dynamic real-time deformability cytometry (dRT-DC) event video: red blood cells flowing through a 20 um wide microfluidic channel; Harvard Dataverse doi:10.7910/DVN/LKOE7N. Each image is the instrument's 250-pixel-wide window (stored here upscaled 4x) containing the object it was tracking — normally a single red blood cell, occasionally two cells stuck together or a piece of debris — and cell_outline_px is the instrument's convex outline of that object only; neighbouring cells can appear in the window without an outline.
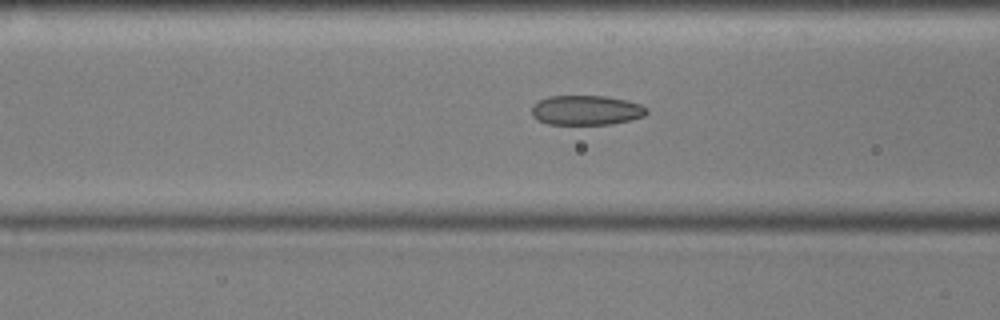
{"species": "common noctule bat (a hibernating species)", "species_latin": "Nyctalus noctula", "temperature_condition": "cold", "stored_images_in_passage": 54, "camera_frame_rate_fps": 3000, "um_per_image_px": 0.085, "animal": {"sex": "male", "body_mass_g": 17.9, "forearm_length_mm": 54.2}, "frame": {"image": 1, "passage_image": 20, "time_ms": 6.333, "image_size_px": [1000, 320], "cell_outline_px": [[648, 112], [644, 116], [632, 120], [612, 124], [548, 124], [536, 120], [532, 116], [532, 104], [548, 96], [604, 96], [628, 100], [640, 104], [648, 108]], "centroid_in_image_um": [49.84, 9.37], "position_along_channel_um": 116.8, "area_um2": 20.11}}
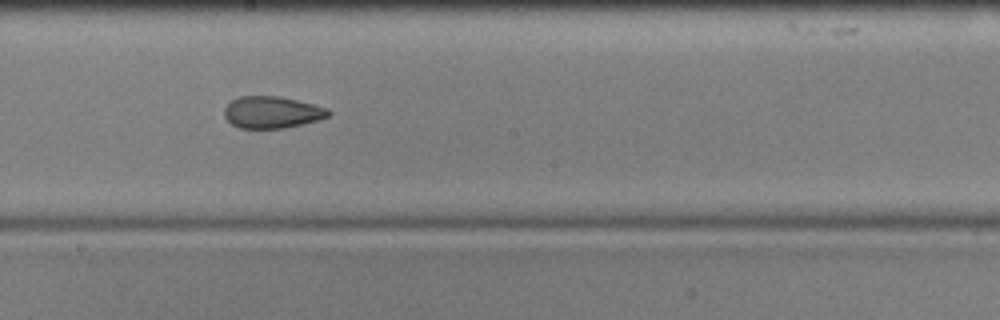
{"frame": {"image": 2, "passage_image": 29, "time_ms": 9.333, "image_size_px": [1000, 320], "cell_outline_px": [[332, 112], [328, 116], [320, 120], [304, 124], [284, 128], [240, 128], [232, 124], [224, 116], [224, 108], [232, 100], [240, 96], [280, 96], [328, 108]], "centroid_in_image_um": [23.14, 9.54], "position_along_channel_um": 225.1, "area_um2": 19.36}}
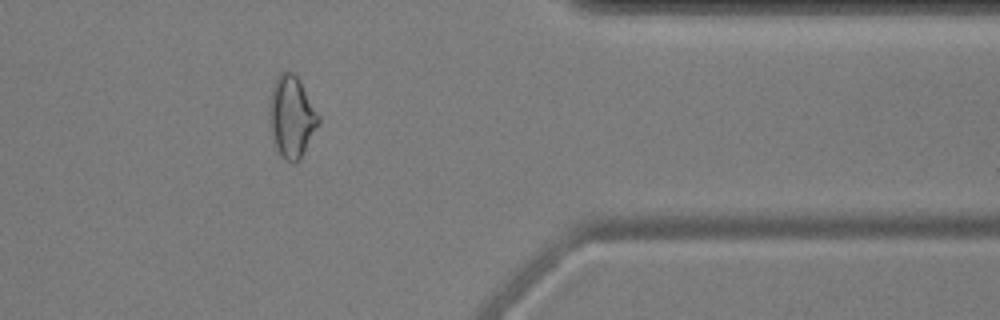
{"frame": {"image": 3, "passage_image": 44, "time_ms": 14.333, "image_size_px": [1000, 320], "cell_outline_px": [[320, 124], [300, 160], [296, 164], [292, 164], [280, 152], [276, 144], [268, 120], [268, 104], [272, 88], [276, 76], [280, 72], [292, 72], [300, 80], [320, 116]], "centroid_in_image_um": [24.8, 9.9], "position_along_channel_um": 386.6, "area_um2": 23.47}, "authors_computed_cell_mechanics": {"area_um2": 21.3571, "velocity_mm_per_s": 3.6064, "shape_relaxation_time_tau1_ms": null, "shape_relaxation_time_tau2_ms": 2.9731, "deformation_change_tau1": null, "deformation_change_tau2": 0.0963}}